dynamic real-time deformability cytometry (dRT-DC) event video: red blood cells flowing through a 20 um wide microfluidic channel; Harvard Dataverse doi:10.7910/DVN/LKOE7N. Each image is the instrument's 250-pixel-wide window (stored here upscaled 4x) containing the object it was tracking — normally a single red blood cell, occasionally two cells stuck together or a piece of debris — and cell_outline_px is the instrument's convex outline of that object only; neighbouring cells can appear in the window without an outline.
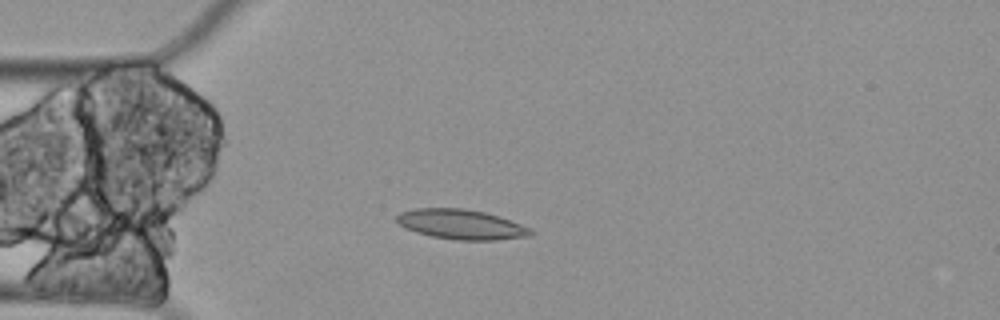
{"species": "Egyptian fruit bat (a non-hibernating species)", "species_latin": "Rousettus aegyptiacus", "temperature_condition": "cold", "stored_images_in_passage": 4, "camera_frame_rate_fps": 3000, "um_per_image_px": 0.085, "animal": {"sex": "female"}, "frame": {"image": 1, "passage_image": 4, "time_ms": 1.0, "image_size_px": [1000, 320], "cell_outline_px": [[536, 232], [532, 236], [496, 240], [456, 240], [432, 236], [416, 232], [404, 228], [396, 220], [396, 216], [400, 212], [416, 208], [464, 208], [484, 212], [532, 228]], "centroid_in_image_um": [39.21, 19.08], "position_along_channel_um": 45.8, "area_um2": 23.35}}